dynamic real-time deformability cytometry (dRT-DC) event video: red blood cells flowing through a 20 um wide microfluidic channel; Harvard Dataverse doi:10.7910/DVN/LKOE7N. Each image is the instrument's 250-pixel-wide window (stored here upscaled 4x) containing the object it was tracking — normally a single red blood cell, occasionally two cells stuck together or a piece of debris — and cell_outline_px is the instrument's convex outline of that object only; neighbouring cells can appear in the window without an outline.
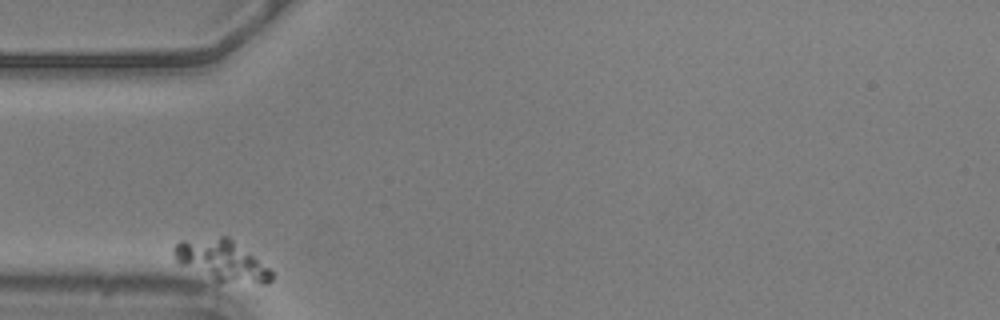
{"species": "common noctule bat (a hibernating species)", "species_latin": "Nyctalus noctula", "temperature_condition": "warm", "stored_images_in_passage": 9, "camera_frame_rate_fps": 3000, "um_per_image_px": 0.085, "animal": {"sex": "male", "body_mass_g": 20.5, "forearm_length_mm": 52.5}, "frame": {"image": 1, "passage_image": 1, "time_ms": 0.0, "image_size_px": [1000, 320], "cell_outline_px": [[272, 280], [268, 284], [220, 284], [180, 264], [176, 260], [172, 252], [172, 248], [180, 240], [220, 236], [228, 236], [268, 268], [272, 272]], "centroid_in_image_um": [18.82, 22.18], "position_along_channel_um": 66.2, "area_um2": 23.64}}